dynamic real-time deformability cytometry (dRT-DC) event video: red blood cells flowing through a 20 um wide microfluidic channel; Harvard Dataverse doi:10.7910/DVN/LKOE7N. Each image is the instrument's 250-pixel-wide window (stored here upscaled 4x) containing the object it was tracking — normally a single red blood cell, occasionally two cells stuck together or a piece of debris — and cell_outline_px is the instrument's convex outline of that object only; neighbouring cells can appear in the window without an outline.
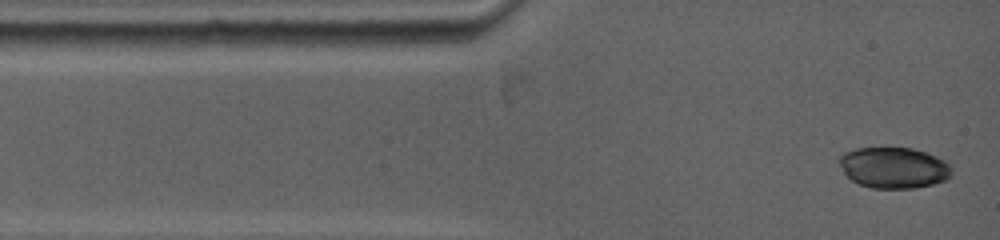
{"species": "common noctule bat (a hibernating species)", "species_latin": "Nyctalus noctula", "temperature_condition": "warm", "stored_images_in_passage": 11, "camera_frame_rate_fps": 5000, "um_per_image_px": 0.085, "animal": {"sex": "female", "body_mass_g": 19.0, "forearm_length_mm": 53.3}, "frame": {"image": 1, "passage_image": 1, "time_ms": 0.0, "image_size_px": [1000, 240], "cell_outline_px": [[948, 176], [944, 180], [932, 184], [912, 188], [872, 188], [860, 184], [852, 180], [844, 172], [840, 164], [840, 156], [844, 152], [856, 148], [912, 148], [936, 156], [944, 160], [948, 164]], "centroid_in_image_um": [75.92, 14.25], "position_along_channel_um": 9.1, "area_um2": 26.3}}
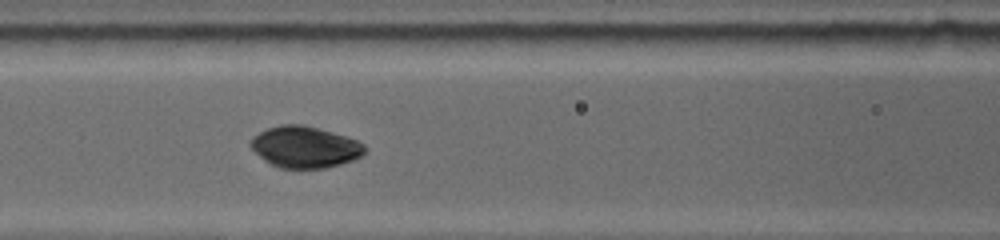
{"frame": {"image": 2, "passage_image": 9, "time_ms": 4.4, "image_size_px": [1000, 240], "cell_outline_px": [[368, 148], [360, 156], [352, 160], [340, 164], [324, 168], [280, 168], [264, 160], [248, 144], [252, 136], [268, 128], [280, 124], [304, 124], [332, 132], [356, 140], [364, 144]], "centroid_in_image_um": [25.9, 12.49], "position_along_channel_um": 140.7, "area_um2": 27.46}}
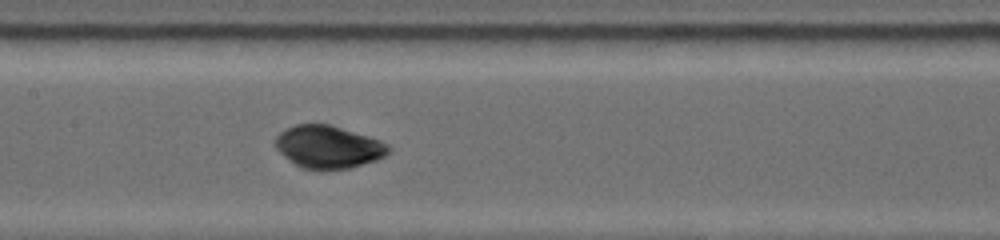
{"frame": {"image": 3, "passage_image": 11, "time_ms": 5.4, "image_size_px": [1000, 240], "cell_outline_px": [[388, 152], [384, 156], [376, 160], [348, 168], [304, 168], [296, 164], [280, 152], [276, 148], [276, 136], [284, 128], [296, 124], [328, 124], [380, 140], [388, 148]], "centroid_in_image_um": [27.86, 12.46], "position_along_channel_um": 179.5, "area_um2": 27.22}}